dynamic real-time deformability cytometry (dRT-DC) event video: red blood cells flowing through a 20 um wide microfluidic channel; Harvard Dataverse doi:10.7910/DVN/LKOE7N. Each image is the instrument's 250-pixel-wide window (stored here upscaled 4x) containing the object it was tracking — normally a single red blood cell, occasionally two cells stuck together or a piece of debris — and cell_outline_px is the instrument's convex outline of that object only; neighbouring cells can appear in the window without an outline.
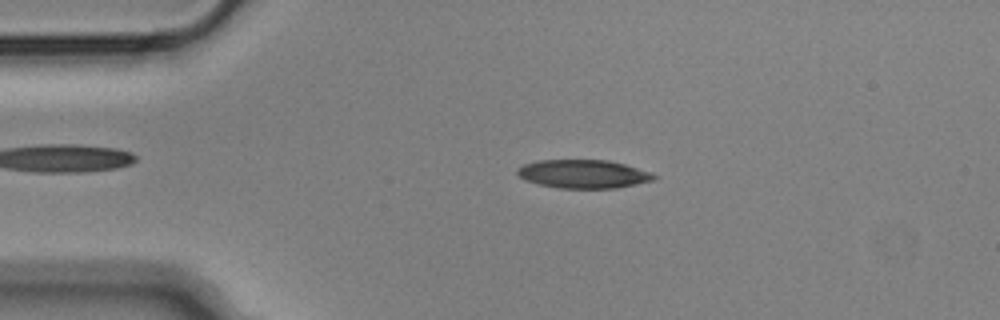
{"species": "Egyptian fruit bat (a non-hibernating species)", "species_latin": "Rousettus aegyptiacus", "temperature_condition": "cold", "stored_images_in_passage": 52, "camera_frame_rate_fps": 3000, "um_per_image_px": 0.085, "animal": {"sex": "male"}, "frame": {"image": 1, "passage_image": 10, "time_ms": 3.0, "image_size_px": [1000, 320], "cell_outline_px": [[656, 176], [652, 180], [636, 184], [616, 188], [560, 188], [536, 184], [524, 180], [516, 172], [516, 168], [524, 164], [536, 160], [608, 160], [624, 164], [652, 172]], "centroid_in_image_um": [49.54, 14.78], "position_along_channel_um": 35.5, "area_um2": 22.72}}
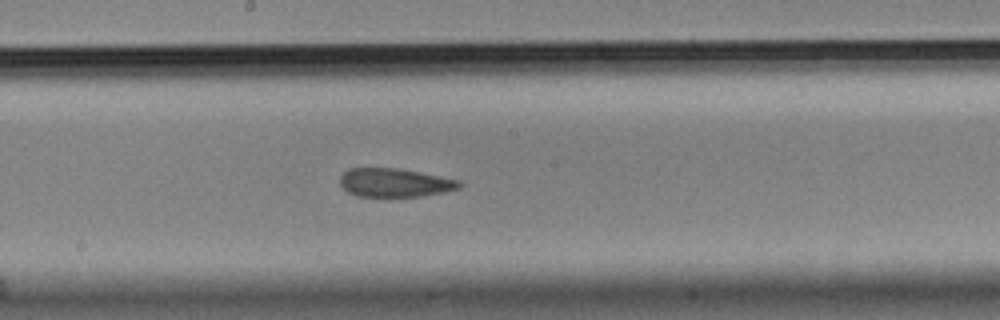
{"frame": {"image": 2, "passage_image": 26, "time_ms": 8.333, "image_size_px": [1000, 320], "cell_outline_px": [[464, 184], [460, 188], [444, 192], [420, 196], [388, 200], [356, 196], [348, 192], [340, 184], [340, 176], [348, 168], [400, 168], [460, 180]], "centroid_in_image_um": [33.54, 15.57], "position_along_channel_um": 214.7, "area_um2": 20.87}}
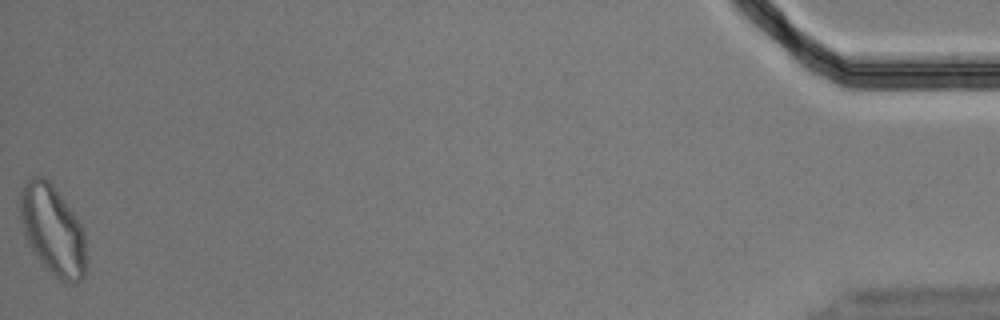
{"frame": {"image": 3, "passage_image": 52, "time_ms": 17.0, "image_size_px": [1000, 320], "cell_outline_px": [[84, 276], [76, 284], [64, 284], [36, 256], [24, 232], [20, 216], [20, 188], [24, 180], [32, 176], [44, 176], [52, 184], [72, 212], [80, 224], [84, 232]], "centroid_in_image_um": [4.45, 19.52], "position_along_channel_um": 430.8, "area_um2": 33.99}, "authors_computed_cell_mechanics": {"area_um2": 23.2356, "velocity_mm_per_s": 3.6439, "shape_relaxation_time_tau1_ms": 4.3464, "shape_relaxation_time_tau2_ms": 2.2422, "deformation_change_tau1": 0.1428, "deformation_change_tau2": 0.0961}}